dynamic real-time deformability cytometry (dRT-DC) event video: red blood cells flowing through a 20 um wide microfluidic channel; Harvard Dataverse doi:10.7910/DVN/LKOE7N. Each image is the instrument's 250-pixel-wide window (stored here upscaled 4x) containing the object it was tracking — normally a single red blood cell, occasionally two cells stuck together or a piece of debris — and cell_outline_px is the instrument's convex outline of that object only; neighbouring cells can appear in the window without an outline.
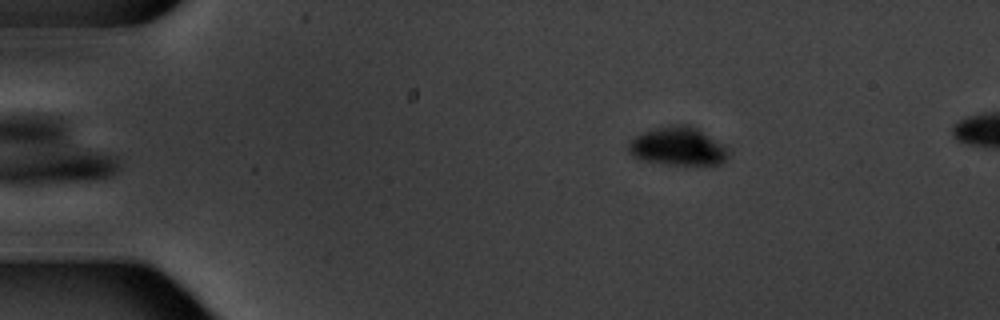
{"species": "common noctule bat (a hibernating species)", "species_latin": "Nyctalus noctula", "temperature_condition": "warm", "stored_images_in_passage": 5, "camera_frame_rate_fps": 3000, "um_per_image_px": 0.085, "animal": {"sex": "male", "body_mass_g": 20.1, "forearm_length_mm": 53.5}, "frame": {"image": 1, "passage_image": 5, "time_ms": 5.667, "image_size_px": [1000, 320], "cell_outline_px": [[732, 148], [728, 156], [720, 164], [664, 164], [636, 160], [628, 152], [628, 144], [636, 136], [644, 132], [656, 128], [672, 124], [688, 124], [696, 128]], "centroid_in_image_um": [57.63, 12.44], "position_along_channel_um": 27.4, "area_um2": 22.6}}